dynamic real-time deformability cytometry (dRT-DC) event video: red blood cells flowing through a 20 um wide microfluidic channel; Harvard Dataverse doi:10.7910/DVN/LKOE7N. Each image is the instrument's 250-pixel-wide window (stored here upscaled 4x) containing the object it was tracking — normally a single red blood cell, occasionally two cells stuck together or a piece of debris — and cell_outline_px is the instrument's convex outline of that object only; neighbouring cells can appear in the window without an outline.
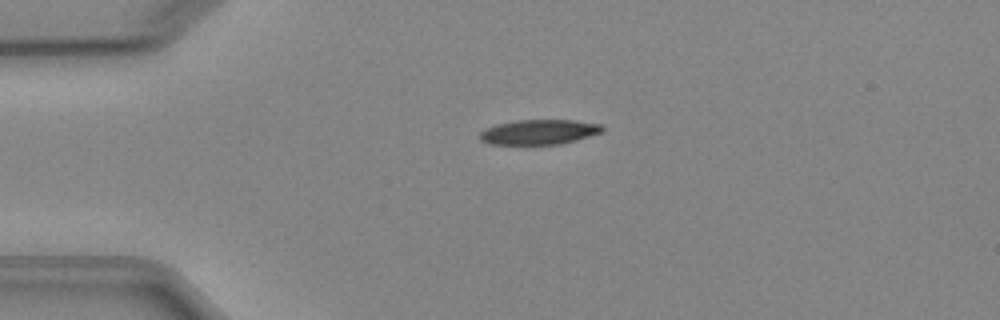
{"species": "Egyptian fruit bat (a non-hibernating species)", "species_latin": "Rousettus aegyptiacus", "temperature_condition": "cold", "stored_images_in_passage": 5, "camera_frame_rate_fps": 3000, "um_per_image_px": 0.085, "animal": {"sex": "female"}, "frame": {"image": 1, "passage_image": 1, "time_ms": 0.0, "image_size_px": [1000, 320], "cell_outline_px": [[604, 128], [600, 132], [576, 140], [560, 144], [488, 144], [480, 140], [476, 136], [484, 128], [496, 124], [516, 120], [576, 120], [600, 124]], "centroid_in_image_um": [45.74, 11.22], "position_along_channel_um": 39.3, "area_um2": 17.86}}
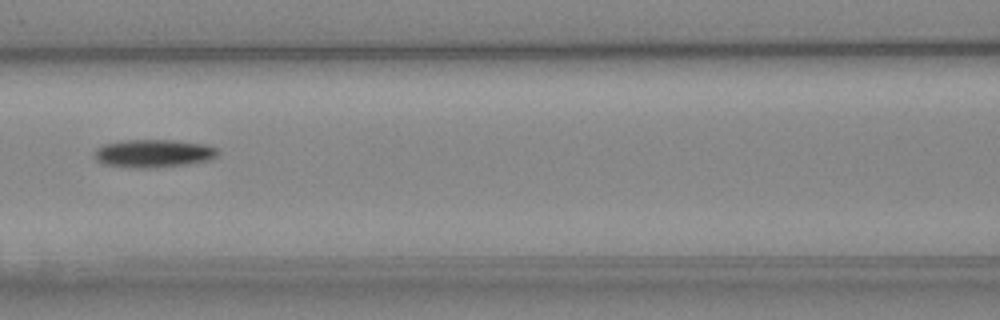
{"frame": {"image": 2, "passage_image": 4, "time_ms": 3.667, "image_size_px": [1000, 320], "cell_outline_px": [[220, 152], [216, 156], [208, 160], [188, 164], [152, 168], [132, 168], [104, 164], [96, 160], [92, 156], [96, 148], [104, 144], [124, 140], [176, 140], [208, 144], [220, 148]], "centroid_in_image_um": [13.07, 13.03], "position_along_channel_um": 153.5, "area_um2": 20.52}}
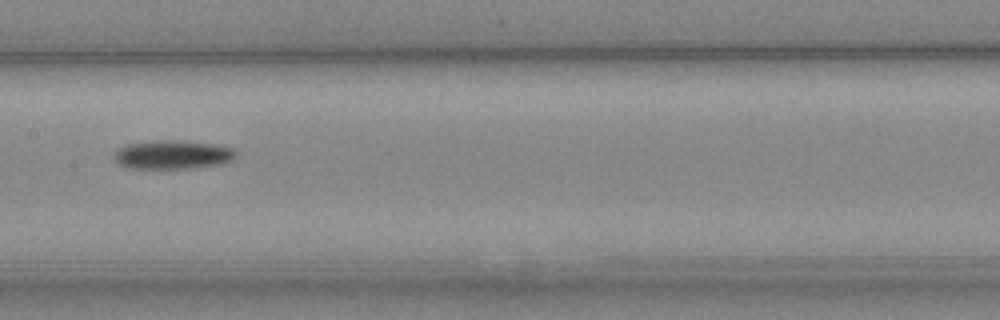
{"frame": {"image": 3, "passage_image": 5, "time_ms": 4.667, "image_size_px": [1000, 320], "cell_outline_px": [[236, 156], [232, 160], [220, 164], [192, 168], [124, 168], [116, 164], [112, 160], [112, 152], [128, 144], [160, 140], [172, 140], [216, 144], [232, 148], [236, 152]], "centroid_in_image_um": [14.6, 13.16], "position_along_channel_um": 192.8, "area_um2": 20.58}}